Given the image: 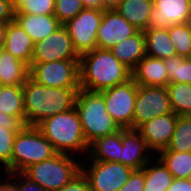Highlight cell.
<instances>
[{
    "label": "cell",
    "mask_w": 191,
    "mask_h": 191,
    "mask_svg": "<svg viewBox=\"0 0 191 191\" xmlns=\"http://www.w3.org/2000/svg\"><path fill=\"white\" fill-rule=\"evenodd\" d=\"M22 88L26 126H37L48 117L73 109L80 90L47 87L30 77L26 79Z\"/></svg>",
    "instance_id": "obj_1"
},
{
    "label": "cell",
    "mask_w": 191,
    "mask_h": 191,
    "mask_svg": "<svg viewBox=\"0 0 191 191\" xmlns=\"http://www.w3.org/2000/svg\"><path fill=\"white\" fill-rule=\"evenodd\" d=\"M80 89L100 92L127 82L131 70L109 49L95 48L79 57Z\"/></svg>",
    "instance_id": "obj_2"
},
{
    "label": "cell",
    "mask_w": 191,
    "mask_h": 191,
    "mask_svg": "<svg viewBox=\"0 0 191 191\" xmlns=\"http://www.w3.org/2000/svg\"><path fill=\"white\" fill-rule=\"evenodd\" d=\"M36 127L53 145L57 153L70 155L71 152L78 151L86 154L89 150L75 107L46 118Z\"/></svg>",
    "instance_id": "obj_3"
},
{
    "label": "cell",
    "mask_w": 191,
    "mask_h": 191,
    "mask_svg": "<svg viewBox=\"0 0 191 191\" xmlns=\"http://www.w3.org/2000/svg\"><path fill=\"white\" fill-rule=\"evenodd\" d=\"M75 109L88 145L97 138L121 130L106 110L104 98L99 92L80 89L77 93Z\"/></svg>",
    "instance_id": "obj_4"
},
{
    "label": "cell",
    "mask_w": 191,
    "mask_h": 191,
    "mask_svg": "<svg viewBox=\"0 0 191 191\" xmlns=\"http://www.w3.org/2000/svg\"><path fill=\"white\" fill-rule=\"evenodd\" d=\"M57 151L36 126H24L17 132L10 163L5 173L23 172L29 166L53 157Z\"/></svg>",
    "instance_id": "obj_5"
},
{
    "label": "cell",
    "mask_w": 191,
    "mask_h": 191,
    "mask_svg": "<svg viewBox=\"0 0 191 191\" xmlns=\"http://www.w3.org/2000/svg\"><path fill=\"white\" fill-rule=\"evenodd\" d=\"M73 155L56 153L53 157L33 164L22 173L48 191H57L81 172Z\"/></svg>",
    "instance_id": "obj_6"
},
{
    "label": "cell",
    "mask_w": 191,
    "mask_h": 191,
    "mask_svg": "<svg viewBox=\"0 0 191 191\" xmlns=\"http://www.w3.org/2000/svg\"><path fill=\"white\" fill-rule=\"evenodd\" d=\"M29 77L51 88H80L79 59L31 63Z\"/></svg>",
    "instance_id": "obj_7"
},
{
    "label": "cell",
    "mask_w": 191,
    "mask_h": 191,
    "mask_svg": "<svg viewBox=\"0 0 191 191\" xmlns=\"http://www.w3.org/2000/svg\"><path fill=\"white\" fill-rule=\"evenodd\" d=\"M138 84L131 78L125 83L100 91L106 110L121 129H133Z\"/></svg>",
    "instance_id": "obj_8"
},
{
    "label": "cell",
    "mask_w": 191,
    "mask_h": 191,
    "mask_svg": "<svg viewBox=\"0 0 191 191\" xmlns=\"http://www.w3.org/2000/svg\"><path fill=\"white\" fill-rule=\"evenodd\" d=\"M103 9L84 8L64 24L78 55L97 48L96 34L102 21Z\"/></svg>",
    "instance_id": "obj_9"
},
{
    "label": "cell",
    "mask_w": 191,
    "mask_h": 191,
    "mask_svg": "<svg viewBox=\"0 0 191 191\" xmlns=\"http://www.w3.org/2000/svg\"><path fill=\"white\" fill-rule=\"evenodd\" d=\"M91 191H119L128 181L134 169L119 162L92 160L89 169L81 165Z\"/></svg>",
    "instance_id": "obj_10"
},
{
    "label": "cell",
    "mask_w": 191,
    "mask_h": 191,
    "mask_svg": "<svg viewBox=\"0 0 191 191\" xmlns=\"http://www.w3.org/2000/svg\"><path fill=\"white\" fill-rule=\"evenodd\" d=\"M172 112L169 93L166 87L138 85L133 129H138L142 124L157 116Z\"/></svg>",
    "instance_id": "obj_11"
},
{
    "label": "cell",
    "mask_w": 191,
    "mask_h": 191,
    "mask_svg": "<svg viewBox=\"0 0 191 191\" xmlns=\"http://www.w3.org/2000/svg\"><path fill=\"white\" fill-rule=\"evenodd\" d=\"M79 57L73 48L67 29L64 25H61L54 33L34 43L31 63L79 59Z\"/></svg>",
    "instance_id": "obj_12"
},
{
    "label": "cell",
    "mask_w": 191,
    "mask_h": 191,
    "mask_svg": "<svg viewBox=\"0 0 191 191\" xmlns=\"http://www.w3.org/2000/svg\"><path fill=\"white\" fill-rule=\"evenodd\" d=\"M149 18L150 29L191 22V0H153Z\"/></svg>",
    "instance_id": "obj_13"
},
{
    "label": "cell",
    "mask_w": 191,
    "mask_h": 191,
    "mask_svg": "<svg viewBox=\"0 0 191 191\" xmlns=\"http://www.w3.org/2000/svg\"><path fill=\"white\" fill-rule=\"evenodd\" d=\"M138 31L115 9H106L103 11L102 21L96 34L97 48L110 49Z\"/></svg>",
    "instance_id": "obj_14"
},
{
    "label": "cell",
    "mask_w": 191,
    "mask_h": 191,
    "mask_svg": "<svg viewBox=\"0 0 191 191\" xmlns=\"http://www.w3.org/2000/svg\"><path fill=\"white\" fill-rule=\"evenodd\" d=\"M177 118L178 115L174 112L157 116L137 129L151 152L156 151L157 154L167 148L173 136Z\"/></svg>",
    "instance_id": "obj_15"
},
{
    "label": "cell",
    "mask_w": 191,
    "mask_h": 191,
    "mask_svg": "<svg viewBox=\"0 0 191 191\" xmlns=\"http://www.w3.org/2000/svg\"><path fill=\"white\" fill-rule=\"evenodd\" d=\"M122 150L119 163L141 170L152 156L141 133L137 129H121ZM148 151V152H147Z\"/></svg>",
    "instance_id": "obj_16"
},
{
    "label": "cell",
    "mask_w": 191,
    "mask_h": 191,
    "mask_svg": "<svg viewBox=\"0 0 191 191\" xmlns=\"http://www.w3.org/2000/svg\"><path fill=\"white\" fill-rule=\"evenodd\" d=\"M131 72L132 79L141 86L166 87L169 83L165 59L146 55Z\"/></svg>",
    "instance_id": "obj_17"
},
{
    "label": "cell",
    "mask_w": 191,
    "mask_h": 191,
    "mask_svg": "<svg viewBox=\"0 0 191 191\" xmlns=\"http://www.w3.org/2000/svg\"><path fill=\"white\" fill-rule=\"evenodd\" d=\"M33 48L34 42L22 26L16 20L9 22L6 28L3 50L11 53L17 60L29 67Z\"/></svg>",
    "instance_id": "obj_18"
},
{
    "label": "cell",
    "mask_w": 191,
    "mask_h": 191,
    "mask_svg": "<svg viewBox=\"0 0 191 191\" xmlns=\"http://www.w3.org/2000/svg\"><path fill=\"white\" fill-rule=\"evenodd\" d=\"M112 54L131 71L146 56L144 31L126 38L109 49Z\"/></svg>",
    "instance_id": "obj_19"
},
{
    "label": "cell",
    "mask_w": 191,
    "mask_h": 191,
    "mask_svg": "<svg viewBox=\"0 0 191 191\" xmlns=\"http://www.w3.org/2000/svg\"><path fill=\"white\" fill-rule=\"evenodd\" d=\"M15 20L34 43L45 39L62 25L54 15L15 14Z\"/></svg>",
    "instance_id": "obj_20"
},
{
    "label": "cell",
    "mask_w": 191,
    "mask_h": 191,
    "mask_svg": "<svg viewBox=\"0 0 191 191\" xmlns=\"http://www.w3.org/2000/svg\"><path fill=\"white\" fill-rule=\"evenodd\" d=\"M153 0H121L115 10L139 31L149 28Z\"/></svg>",
    "instance_id": "obj_21"
},
{
    "label": "cell",
    "mask_w": 191,
    "mask_h": 191,
    "mask_svg": "<svg viewBox=\"0 0 191 191\" xmlns=\"http://www.w3.org/2000/svg\"><path fill=\"white\" fill-rule=\"evenodd\" d=\"M88 149H90L88 155L91 156V160L119 162L122 150L121 130L95 139L89 144Z\"/></svg>",
    "instance_id": "obj_22"
},
{
    "label": "cell",
    "mask_w": 191,
    "mask_h": 191,
    "mask_svg": "<svg viewBox=\"0 0 191 191\" xmlns=\"http://www.w3.org/2000/svg\"><path fill=\"white\" fill-rule=\"evenodd\" d=\"M28 77L29 67L2 49L0 54V84L22 86Z\"/></svg>",
    "instance_id": "obj_23"
},
{
    "label": "cell",
    "mask_w": 191,
    "mask_h": 191,
    "mask_svg": "<svg viewBox=\"0 0 191 191\" xmlns=\"http://www.w3.org/2000/svg\"><path fill=\"white\" fill-rule=\"evenodd\" d=\"M146 55L167 59L177 55L175 47L171 42L168 28L165 29H146L144 31Z\"/></svg>",
    "instance_id": "obj_24"
},
{
    "label": "cell",
    "mask_w": 191,
    "mask_h": 191,
    "mask_svg": "<svg viewBox=\"0 0 191 191\" xmlns=\"http://www.w3.org/2000/svg\"><path fill=\"white\" fill-rule=\"evenodd\" d=\"M153 159L141 169L145 174V186L143 191H167L173 181L172 174L167 170L162 161L157 158L153 164Z\"/></svg>",
    "instance_id": "obj_25"
},
{
    "label": "cell",
    "mask_w": 191,
    "mask_h": 191,
    "mask_svg": "<svg viewBox=\"0 0 191 191\" xmlns=\"http://www.w3.org/2000/svg\"><path fill=\"white\" fill-rule=\"evenodd\" d=\"M0 111L18 117L25 124V109L22 86H0Z\"/></svg>",
    "instance_id": "obj_26"
},
{
    "label": "cell",
    "mask_w": 191,
    "mask_h": 191,
    "mask_svg": "<svg viewBox=\"0 0 191 191\" xmlns=\"http://www.w3.org/2000/svg\"><path fill=\"white\" fill-rule=\"evenodd\" d=\"M157 154L173 178H191V152L159 151Z\"/></svg>",
    "instance_id": "obj_27"
},
{
    "label": "cell",
    "mask_w": 191,
    "mask_h": 191,
    "mask_svg": "<svg viewBox=\"0 0 191 191\" xmlns=\"http://www.w3.org/2000/svg\"><path fill=\"white\" fill-rule=\"evenodd\" d=\"M172 111L178 116L191 115V84L168 83L166 86Z\"/></svg>",
    "instance_id": "obj_28"
},
{
    "label": "cell",
    "mask_w": 191,
    "mask_h": 191,
    "mask_svg": "<svg viewBox=\"0 0 191 191\" xmlns=\"http://www.w3.org/2000/svg\"><path fill=\"white\" fill-rule=\"evenodd\" d=\"M161 151L191 152V115L178 116L170 143Z\"/></svg>",
    "instance_id": "obj_29"
},
{
    "label": "cell",
    "mask_w": 191,
    "mask_h": 191,
    "mask_svg": "<svg viewBox=\"0 0 191 191\" xmlns=\"http://www.w3.org/2000/svg\"><path fill=\"white\" fill-rule=\"evenodd\" d=\"M165 69L168 73L169 83L191 84V58L179 55L165 59Z\"/></svg>",
    "instance_id": "obj_30"
},
{
    "label": "cell",
    "mask_w": 191,
    "mask_h": 191,
    "mask_svg": "<svg viewBox=\"0 0 191 191\" xmlns=\"http://www.w3.org/2000/svg\"><path fill=\"white\" fill-rule=\"evenodd\" d=\"M168 32L177 55L189 58L191 52V22L171 25Z\"/></svg>",
    "instance_id": "obj_31"
},
{
    "label": "cell",
    "mask_w": 191,
    "mask_h": 191,
    "mask_svg": "<svg viewBox=\"0 0 191 191\" xmlns=\"http://www.w3.org/2000/svg\"><path fill=\"white\" fill-rule=\"evenodd\" d=\"M84 8L82 0H55L54 16L64 25Z\"/></svg>",
    "instance_id": "obj_32"
},
{
    "label": "cell",
    "mask_w": 191,
    "mask_h": 191,
    "mask_svg": "<svg viewBox=\"0 0 191 191\" xmlns=\"http://www.w3.org/2000/svg\"><path fill=\"white\" fill-rule=\"evenodd\" d=\"M55 0H27L15 14L54 15Z\"/></svg>",
    "instance_id": "obj_33"
},
{
    "label": "cell",
    "mask_w": 191,
    "mask_h": 191,
    "mask_svg": "<svg viewBox=\"0 0 191 191\" xmlns=\"http://www.w3.org/2000/svg\"><path fill=\"white\" fill-rule=\"evenodd\" d=\"M16 134L15 130L0 127V164L5 167L10 163Z\"/></svg>",
    "instance_id": "obj_34"
},
{
    "label": "cell",
    "mask_w": 191,
    "mask_h": 191,
    "mask_svg": "<svg viewBox=\"0 0 191 191\" xmlns=\"http://www.w3.org/2000/svg\"><path fill=\"white\" fill-rule=\"evenodd\" d=\"M7 179H14V177H18L19 180H12V184L15 191H48L45 188L41 187L39 184L35 183L33 180L29 179L22 172L16 173H7ZM13 177V178H12Z\"/></svg>",
    "instance_id": "obj_35"
},
{
    "label": "cell",
    "mask_w": 191,
    "mask_h": 191,
    "mask_svg": "<svg viewBox=\"0 0 191 191\" xmlns=\"http://www.w3.org/2000/svg\"><path fill=\"white\" fill-rule=\"evenodd\" d=\"M145 186V174L142 170H134L128 181L119 191H143Z\"/></svg>",
    "instance_id": "obj_36"
},
{
    "label": "cell",
    "mask_w": 191,
    "mask_h": 191,
    "mask_svg": "<svg viewBox=\"0 0 191 191\" xmlns=\"http://www.w3.org/2000/svg\"><path fill=\"white\" fill-rule=\"evenodd\" d=\"M57 191H91V189L88 179L81 171L68 184Z\"/></svg>",
    "instance_id": "obj_37"
},
{
    "label": "cell",
    "mask_w": 191,
    "mask_h": 191,
    "mask_svg": "<svg viewBox=\"0 0 191 191\" xmlns=\"http://www.w3.org/2000/svg\"><path fill=\"white\" fill-rule=\"evenodd\" d=\"M25 124L18 118L12 117L0 111V127L19 132Z\"/></svg>",
    "instance_id": "obj_38"
},
{
    "label": "cell",
    "mask_w": 191,
    "mask_h": 191,
    "mask_svg": "<svg viewBox=\"0 0 191 191\" xmlns=\"http://www.w3.org/2000/svg\"><path fill=\"white\" fill-rule=\"evenodd\" d=\"M15 20V11L9 0H0V22L8 24Z\"/></svg>",
    "instance_id": "obj_39"
},
{
    "label": "cell",
    "mask_w": 191,
    "mask_h": 191,
    "mask_svg": "<svg viewBox=\"0 0 191 191\" xmlns=\"http://www.w3.org/2000/svg\"><path fill=\"white\" fill-rule=\"evenodd\" d=\"M167 191H191V178H174Z\"/></svg>",
    "instance_id": "obj_40"
},
{
    "label": "cell",
    "mask_w": 191,
    "mask_h": 191,
    "mask_svg": "<svg viewBox=\"0 0 191 191\" xmlns=\"http://www.w3.org/2000/svg\"><path fill=\"white\" fill-rule=\"evenodd\" d=\"M85 8L102 9V0H82Z\"/></svg>",
    "instance_id": "obj_41"
},
{
    "label": "cell",
    "mask_w": 191,
    "mask_h": 191,
    "mask_svg": "<svg viewBox=\"0 0 191 191\" xmlns=\"http://www.w3.org/2000/svg\"><path fill=\"white\" fill-rule=\"evenodd\" d=\"M121 0H102V9H115Z\"/></svg>",
    "instance_id": "obj_42"
},
{
    "label": "cell",
    "mask_w": 191,
    "mask_h": 191,
    "mask_svg": "<svg viewBox=\"0 0 191 191\" xmlns=\"http://www.w3.org/2000/svg\"><path fill=\"white\" fill-rule=\"evenodd\" d=\"M6 28H7V24L0 22V49H3V46H4L5 37H6Z\"/></svg>",
    "instance_id": "obj_43"
},
{
    "label": "cell",
    "mask_w": 191,
    "mask_h": 191,
    "mask_svg": "<svg viewBox=\"0 0 191 191\" xmlns=\"http://www.w3.org/2000/svg\"><path fill=\"white\" fill-rule=\"evenodd\" d=\"M0 191H15L10 179H8L6 182H0Z\"/></svg>",
    "instance_id": "obj_44"
},
{
    "label": "cell",
    "mask_w": 191,
    "mask_h": 191,
    "mask_svg": "<svg viewBox=\"0 0 191 191\" xmlns=\"http://www.w3.org/2000/svg\"><path fill=\"white\" fill-rule=\"evenodd\" d=\"M13 10L16 12L27 0H9Z\"/></svg>",
    "instance_id": "obj_45"
}]
</instances>
